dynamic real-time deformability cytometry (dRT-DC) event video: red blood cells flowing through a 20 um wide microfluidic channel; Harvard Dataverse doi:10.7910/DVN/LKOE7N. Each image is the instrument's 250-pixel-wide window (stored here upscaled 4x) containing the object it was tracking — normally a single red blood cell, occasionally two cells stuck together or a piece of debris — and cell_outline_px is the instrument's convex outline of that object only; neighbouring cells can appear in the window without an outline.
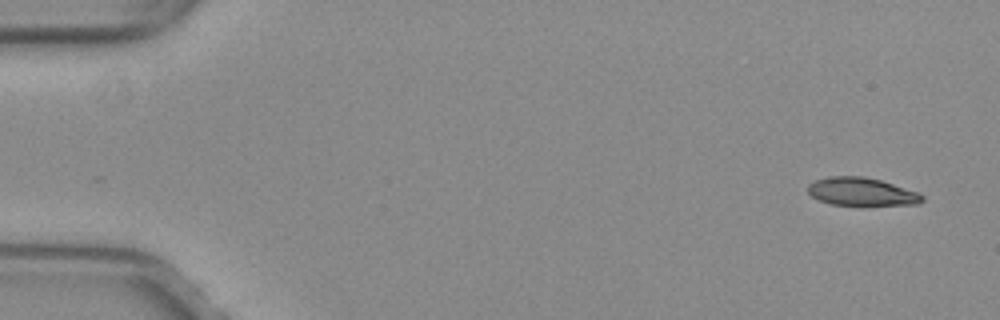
{"species": "common noctule bat (a hibernating species)", "species_latin": "Nyctalus noctula", "temperature_condition": "warm", "stored_images_in_passage": 6, "camera_frame_rate_fps": 3000, "um_per_image_px": 0.085, "animal": {"sex": "female", "body_mass_g": 29.2, "forearm_length_mm": 56.3}, "frame": {"image": 1, "passage_image": 1, "time_ms": 0.0, "image_size_px": [1000, 320], "cell_outline_px": [[924, 200], [920, 204], [832, 204], [820, 200], [812, 196], [808, 192], [808, 184], [816, 180], [828, 176], [864, 176], [880, 180], [920, 192], [924, 196]], "centroid_in_image_um": [73.26, 16.27], "position_along_channel_um": 11.7, "area_um2": 18.44}}